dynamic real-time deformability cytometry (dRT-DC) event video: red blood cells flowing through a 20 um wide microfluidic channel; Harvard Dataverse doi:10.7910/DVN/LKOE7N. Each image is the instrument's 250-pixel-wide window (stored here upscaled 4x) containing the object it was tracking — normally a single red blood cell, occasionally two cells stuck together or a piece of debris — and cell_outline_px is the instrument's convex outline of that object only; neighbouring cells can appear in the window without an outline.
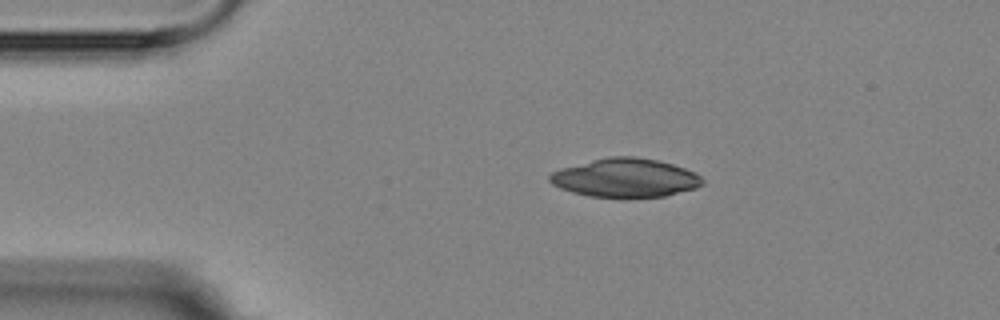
{"species": "Egyptian fruit bat (a non-hibernating species)", "species_latin": "Rousettus aegyptiacus", "temperature_condition": "room temperature", "stored_images_in_passage": 3, "camera_frame_rate_fps": 3000, "um_per_image_px": 0.085, "animal": {"sex": "female"}, "frame": {"image": 1, "passage_image": 2, "time_ms": 1.333, "image_size_px": [1000, 320], "cell_outline_px": [[704, 184], [696, 188], [664, 196], [588, 196], [572, 192], [560, 188], [552, 184], [548, 180], [548, 176], [552, 172], [560, 168], [608, 156], [632, 156], [656, 160], [672, 164], [684, 168], [700, 176], [704, 180]], "centroid_in_image_um": [53.12, 15.1], "position_along_channel_um": 31.9, "area_um2": 34.04}}